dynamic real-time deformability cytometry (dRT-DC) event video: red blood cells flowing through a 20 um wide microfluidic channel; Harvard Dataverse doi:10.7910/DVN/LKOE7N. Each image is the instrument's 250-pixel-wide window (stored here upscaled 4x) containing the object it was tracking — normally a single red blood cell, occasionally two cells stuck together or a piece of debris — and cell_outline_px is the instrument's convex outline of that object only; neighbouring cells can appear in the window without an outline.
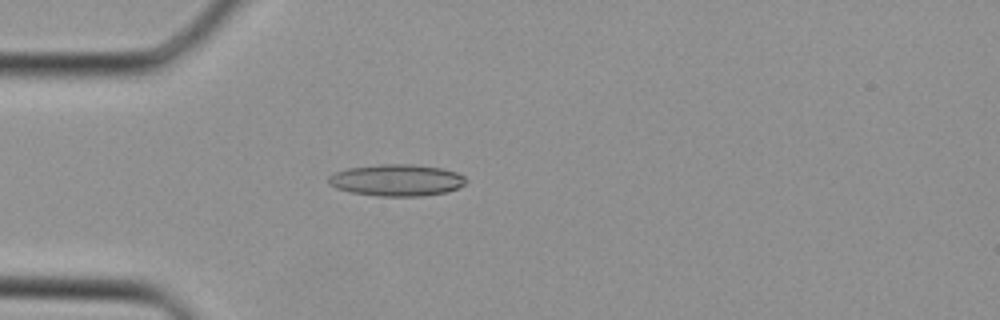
{"species": "Egyptian fruit bat (a non-hibernating species)", "species_latin": "Rousettus aegyptiacus", "temperature_condition": "cold", "stored_images_in_passage": 36, "camera_frame_rate_fps": 3000, "um_per_image_px": 0.085, "animal": {"sex": "female"}, "frame": {"image": 1, "passage_image": 10, "time_ms": 3.0, "image_size_px": [1000, 320], "cell_outline_px": [[468, 180], [464, 184], [448, 192], [424, 196], [380, 196], [352, 192], [336, 188], [328, 184], [328, 176], [336, 172], [348, 168], [380, 164], [412, 164], [440, 168], [456, 172], [464, 176]], "centroid_in_image_um": [33.72, 15.31], "position_along_channel_um": 51.3, "area_um2": 25.37}}
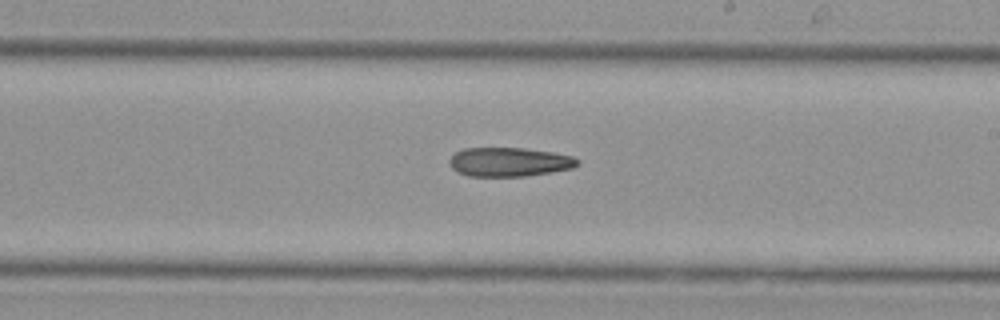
{"frame": {"image": 2, "passage_image": 21, "time_ms": 6.667, "image_size_px": [1000, 320], "cell_outline_px": [[580, 164], [572, 168], [552, 172], [524, 176], [468, 176], [456, 172], [448, 164], [448, 160], [456, 152], [464, 148], [524, 148], [552, 152], [572, 156], [580, 160]], "centroid_in_image_um": [43.27, 13.77], "position_along_channel_um": 245.7, "area_um2": 21.79}}
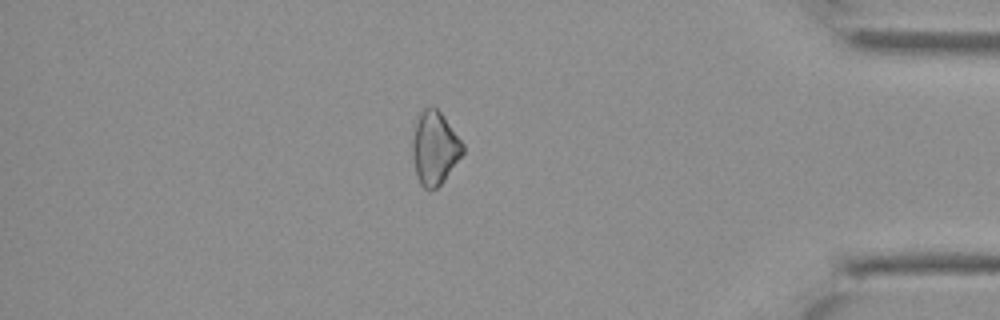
{"frame": {"image": 3, "passage_image": 31, "time_ms": 10.0, "image_size_px": [1000, 320], "cell_outline_px": [[464, 152], [444, 180], [436, 188], [428, 192], [420, 184], [416, 172], [412, 156], [412, 140], [416, 124], [420, 112], [424, 108], [436, 108], [444, 116], [464, 144]], "centroid_in_image_um": [36.95, 12.61], "position_along_channel_um": 398.3, "area_um2": 21.33}}